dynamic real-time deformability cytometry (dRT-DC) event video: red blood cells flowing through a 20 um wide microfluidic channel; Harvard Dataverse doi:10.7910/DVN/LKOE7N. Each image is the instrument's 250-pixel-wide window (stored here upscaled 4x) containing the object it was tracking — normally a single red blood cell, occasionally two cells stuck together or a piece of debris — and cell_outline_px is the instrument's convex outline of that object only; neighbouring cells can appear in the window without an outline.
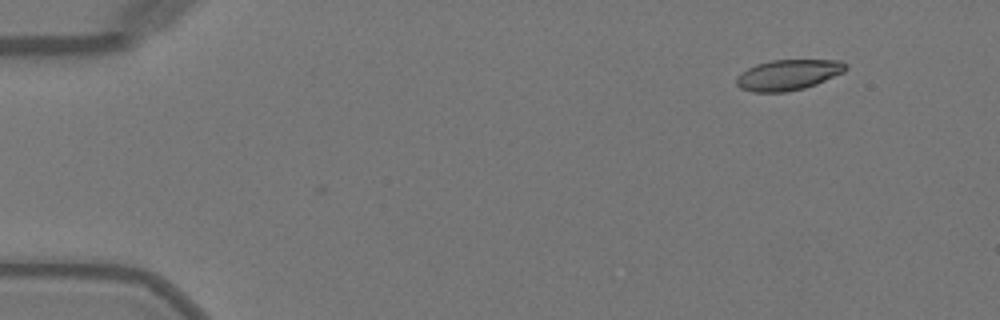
{"species": "Egyptian fruit bat (a non-hibernating species)", "species_latin": "Rousettus aegyptiacus", "temperature_condition": "warm", "stored_images_in_passage": 46, "camera_frame_rate_fps": 3000, "um_per_image_px": 0.085, "animal": {"sex": "female"}, "frame": {"image": 1, "passage_image": 1, "time_ms": 0.0, "image_size_px": [1000, 320], "cell_outline_px": [[848, 68], [844, 72], [816, 84], [804, 88], [788, 92], [752, 92], [740, 88], [736, 84], [736, 76], [740, 72], [756, 64], [772, 60], [840, 60], [848, 64]], "centroid_in_image_um": [66.99, 6.36], "position_along_channel_um": 18.0, "area_um2": 19.65}}
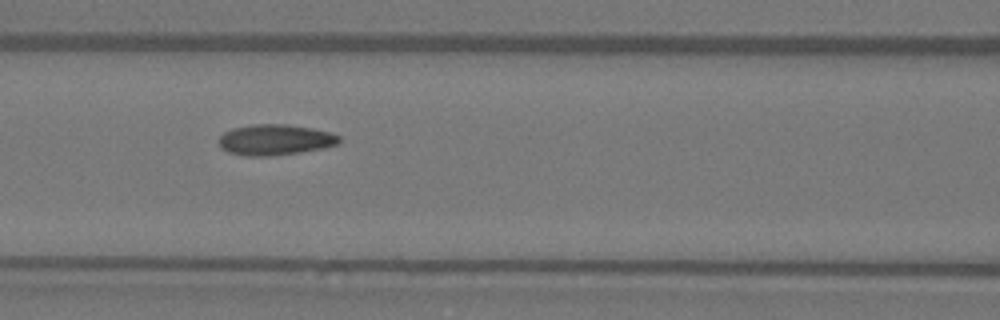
{"frame": {"image": 2, "passage_image": 18, "time_ms": 5.667, "image_size_px": [1000, 320], "cell_outline_px": [[340, 140], [336, 144], [324, 148], [300, 152], [268, 156], [244, 156], [228, 152], [220, 148], [216, 140], [224, 132], [232, 128], [252, 124], [288, 124], [312, 128], [332, 132], [340, 136]], "centroid_in_image_um": [23.34, 11.87], "position_along_channel_um": 143.3, "area_um2": 21.85}}
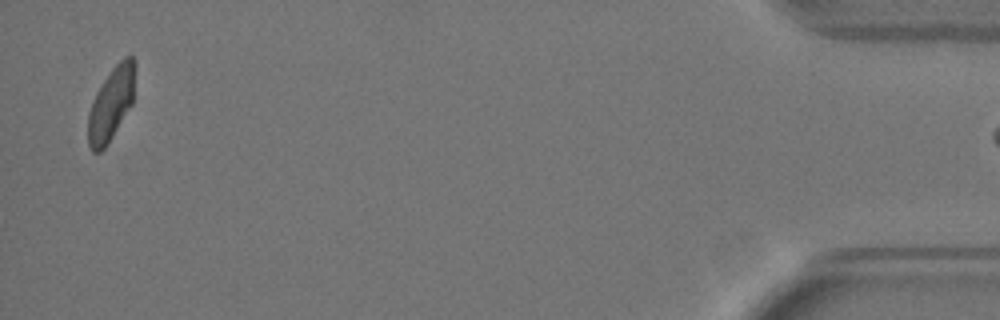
{"frame": {"image": 3, "passage_image": 45, "time_ms": 14.667, "image_size_px": [1000, 320], "cell_outline_px": [[136, 68], [132, 104], [108, 144], [100, 152], [92, 152], [88, 144], [88, 112], [92, 100], [96, 92], [112, 68], [124, 56], [132, 56], [136, 60]], "centroid_in_image_um": [9.45, 8.81], "position_along_channel_um": 425.7, "area_um2": 20.23}}